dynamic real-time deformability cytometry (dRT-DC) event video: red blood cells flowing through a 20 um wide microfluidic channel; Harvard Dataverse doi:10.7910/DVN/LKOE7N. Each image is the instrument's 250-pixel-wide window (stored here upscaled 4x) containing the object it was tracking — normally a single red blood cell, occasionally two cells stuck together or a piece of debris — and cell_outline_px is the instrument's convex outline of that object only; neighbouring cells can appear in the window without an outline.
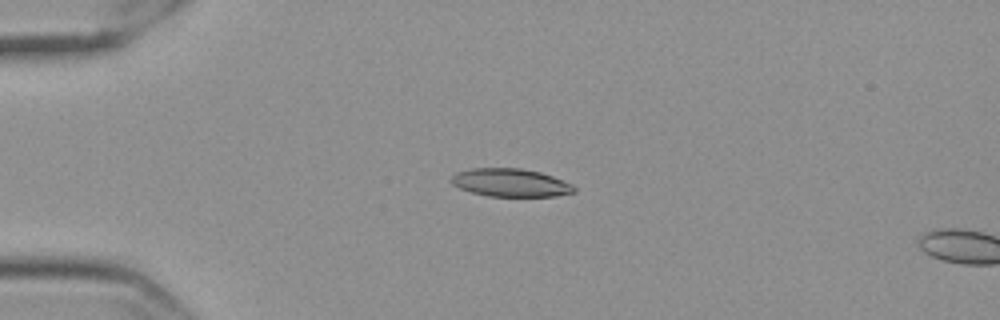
{"species": "Egyptian fruit bat (a non-hibernating species)", "species_latin": "Rousettus aegyptiacus", "temperature_condition": "cold", "stored_images_in_passage": 9, "camera_frame_rate_fps": 3000, "um_per_image_px": 0.085, "frame": {"image": 1, "passage_image": 6, "time_ms": 1.667, "image_size_px": [1000, 320], "cell_outline_px": [[576, 192], [556, 196], [488, 196], [472, 192], [460, 188], [452, 184], [452, 176], [456, 172], [472, 168], [520, 168], [540, 172], [552, 176], [572, 184], [576, 188]], "centroid_in_image_um": [43.41, 15.52], "position_along_channel_um": 41.6, "area_um2": 20.0}}